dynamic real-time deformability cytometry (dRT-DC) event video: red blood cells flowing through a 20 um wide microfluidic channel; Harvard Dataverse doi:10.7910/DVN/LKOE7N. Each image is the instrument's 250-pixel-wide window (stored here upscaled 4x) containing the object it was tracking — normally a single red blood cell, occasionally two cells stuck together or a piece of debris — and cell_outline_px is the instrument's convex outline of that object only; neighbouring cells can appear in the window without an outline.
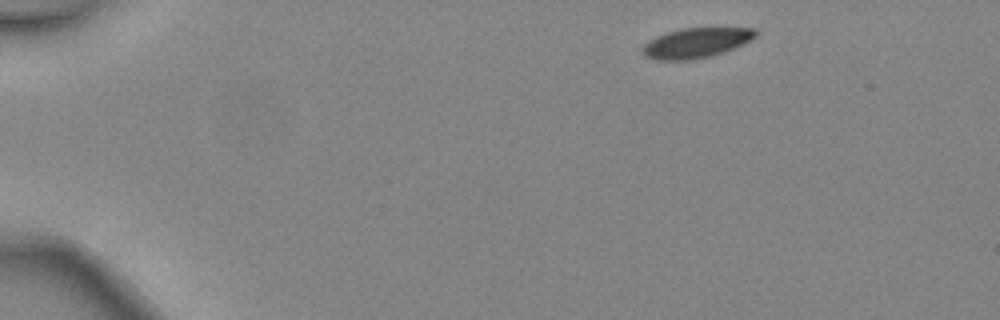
{"species": "common noctule bat (a hibernating species)", "species_latin": "Nyctalus noctula", "temperature_condition": "warm", "stored_images_in_passage": 4, "camera_frame_rate_fps": 3000, "um_per_image_px": 0.085, "animal": {"sex": "female", "body_mass_g": 24.6, "forearm_length_mm": 56.2}, "frame": {"image": 1, "passage_image": 1, "time_ms": 0.0, "image_size_px": [1000, 320], "cell_outline_px": [[760, 32], [756, 36], [744, 44], [724, 52], [712, 56], [692, 60], [652, 60], [644, 56], [640, 52], [640, 48], [648, 40], [656, 36], [680, 28], [756, 28]], "centroid_in_image_um": [59.14, 3.65], "position_along_channel_um": 25.9, "area_um2": 20.17}}
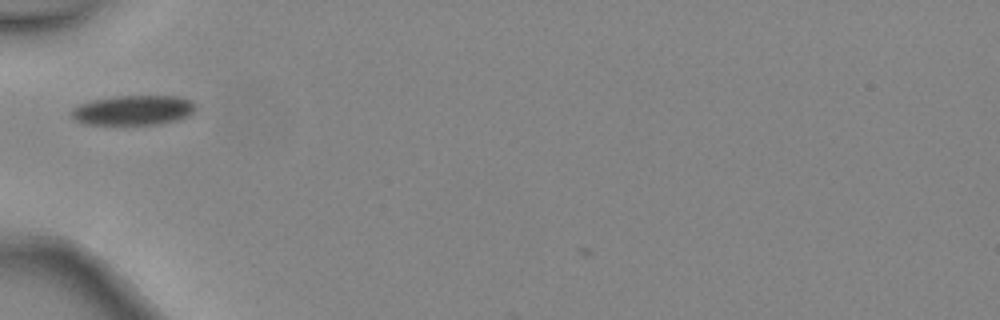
{"frame": {"image": 2, "passage_image": 3, "time_ms": 0.667, "image_size_px": [1000, 320], "cell_outline_px": [[196, 108], [188, 116], [176, 120], [160, 124], [84, 124], [76, 120], [68, 112], [72, 108], [80, 104], [92, 100], [112, 96], [180, 96], [192, 100], [196, 104]], "centroid_in_image_um": [11.33, 9.36], "position_along_channel_um": 73.7, "area_um2": 21.73}}